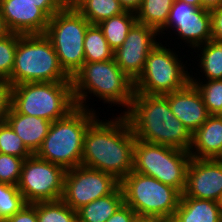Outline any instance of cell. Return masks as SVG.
<instances>
[{"instance_id":"18","label":"cell","mask_w":222,"mask_h":222,"mask_svg":"<svg viewBox=\"0 0 222 222\" xmlns=\"http://www.w3.org/2000/svg\"><path fill=\"white\" fill-rule=\"evenodd\" d=\"M192 158L222 159V115H210L192 134Z\"/></svg>"},{"instance_id":"15","label":"cell","mask_w":222,"mask_h":222,"mask_svg":"<svg viewBox=\"0 0 222 222\" xmlns=\"http://www.w3.org/2000/svg\"><path fill=\"white\" fill-rule=\"evenodd\" d=\"M222 195V159L191 158L181 197L218 202Z\"/></svg>"},{"instance_id":"25","label":"cell","mask_w":222,"mask_h":222,"mask_svg":"<svg viewBox=\"0 0 222 222\" xmlns=\"http://www.w3.org/2000/svg\"><path fill=\"white\" fill-rule=\"evenodd\" d=\"M85 63L103 62L113 59L114 51L110 48L98 25H90L84 37Z\"/></svg>"},{"instance_id":"28","label":"cell","mask_w":222,"mask_h":222,"mask_svg":"<svg viewBox=\"0 0 222 222\" xmlns=\"http://www.w3.org/2000/svg\"><path fill=\"white\" fill-rule=\"evenodd\" d=\"M195 78L190 75V82L199 90L210 115H222V79L203 82Z\"/></svg>"},{"instance_id":"21","label":"cell","mask_w":222,"mask_h":222,"mask_svg":"<svg viewBox=\"0 0 222 222\" xmlns=\"http://www.w3.org/2000/svg\"><path fill=\"white\" fill-rule=\"evenodd\" d=\"M124 204L120 185L109 195L98 198L77 210L78 222H105Z\"/></svg>"},{"instance_id":"34","label":"cell","mask_w":222,"mask_h":222,"mask_svg":"<svg viewBox=\"0 0 222 222\" xmlns=\"http://www.w3.org/2000/svg\"><path fill=\"white\" fill-rule=\"evenodd\" d=\"M5 222H39L37 218V203L26 204Z\"/></svg>"},{"instance_id":"22","label":"cell","mask_w":222,"mask_h":222,"mask_svg":"<svg viewBox=\"0 0 222 222\" xmlns=\"http://www.w3.org/2000/svg\"><path fill=\"white\" fill-rule=\"evenodd\" d=\"M136 22V13L125 11L97 25L102 30L110 48L115 51L124 43L129 30Z\"/></svg>"},{"instance_id":"12","label":"cell","mask_w":222,"mask_h":222,"mask_svg":"<svg viewBox=\"0 0 222 222\" xmlns=\"http://www.w3.org/2000/svg\"><path fill=\"white\" fill-rule=\"evenodd\" d=\"M119 185L120 181L113 175L80 165L66 170L61 199L77 211L82 206L111 194Z\"/></svg>"},{"instance_id":"33","label":"cell","mask_w":222,"mask_h":222,"mask_svg":"<svg viewBox=\"0 0 222 222\" xmlns=\"http://www.w3.org/2000/svg\"><path fill=\"white\" fill-rule=\"evenodd\" d=\"M12 86L7 82L0 80V123L6 121V117L11 108Z\"/></svg>"},{"instance_id":"16","label":"cell","mask_w":222,"mask_h":222,"mask_svg":"<svg viewBox=\"0 0 222 222\" xmlns=\"http://www.w3.org/2000/svg\"><path fill=\"white\" fill-rule=\"evenodd\" d=\"M0 8L12 33L44 34L48 27L50 18L32 2L0 0Z\"/></svg>"},{"instance_id":"41","label":"cell","mask_w":222,"mask_h":222,"mask_svg":"<svg viewBox=\"0 0 222 222\" xmlns=\"http://www.w3.org/2000/svg\"><path fill=\"white\" fill-rule=\"evenodd\" d=\"M134 222H173L172 219L153 218V217H137Z\"/></svg>"},{"instance_id":"24","label":"cell","mask_w":222,"mask_h":222,"mask_svg":"<svg viewBox=\"0 0 222 222\" xmlns=\"http://www.w3.org/2000/svg\"><path fill=\"white\" fill-rule=\"evenodd\" d=\"M173 3L174 0H143L136 12L137 22L159 32L166 25Z\"/></svg>"},{"instance_id":"13","label":"cell","mask_w":222,"mask_h":222,"mask_svg":"<svg viewBox=\"0 0 222 222\" xmlns=\"http://www.w3.org/2000/svg\"><path fill=\"white\" fill-rule=\"evenodd\" d=\"M169 28L178 36L175 39L183 40L195 51L211 40L210 11L174 0L166 25L158 32L159 35L166 34L165 30L169 31Z\"/></svg>"},{"instance_id":"39","label":"cell","mask_w":222,"mask_h":222,"mask_svg":"<svg viewBox=\"0 0 222 222\" xmlns=\"http://www.w3.org/2000/svg\"><path fill=\"white\" fill-rule=\"evenodd\" d=\"M222 7V0H201V8L208 11Z\"/></svg>"},{"instance_id":"7","label":"cell","mask_w":222,"mask_h":222,"mask_svg":"<svg viewBox=\"0 0 222 222\" xmlns=\"http://www.w3.org/2000/svg\"><path fill=\"white\" fill-rule=\"evenodd\" d=\"M120 187L124 204L138 217L172 219L182 195L176 188L135 171L120 181Z\"/></svg>"},{"instance_id":"32","label":"cell","mask_w":222,"mask_h":222,"mask_svg":"<svg viewBox=\"0 0 222 222\" xmlns=\"http://www.w3.org/2000/svg\"><path fill=\"white\" fill-rule=\"evenodd\" d=\"M24 159L0 153V182L17 186Z\"/></svg>"},{"instance_id":"8","label":"cell","mask_w":222,"mask_h":222,"mask_svg":"<svg viewBox=\"0 0 222 222\" xmlns=\"http://www.w3.org/2000/svg\"><path fill=\"white\" fill-rule=\"evenodd\" d=\"M191 158L189 151L136 139L133 171L154 177L183 194Z\"/></svg>"},{"instance_id":"43","label":"cell","mask_w":222,"mask_h":222,"mask_svg":"<svg viewBox=\"0 0 222 222\" xmlns=\"http://www.w3.org/2000/svg\"><path fill=\"white\" fill-rule=\"evenodd\" d=\"M179 1L201 8V0H179Z\"/></svg>"},{"instance_id":"38","label":"cell","mask_w":222,"mask_h":222,"mask_svg":"<svg viewBox=\"0 0 222 222\" xmlns=\"http://www.w3.org/2000/svg\"><path fill=\"white\" fill-rule=\"evenodd\" d=\"M125 11H130L136 13L141 5L143 0H118Z\"/></svg>"},{"instance_id":"27","label":"cell","mask_w":222,"mask_h":222,"mask_svg":"<svg viewBox=\"0 0 222 222\" xmlns=\"http://www.w3.org/2000/svg\"><path fill=\"white\" fill-rule=\"evenodd\" d=\"M37 218L39 222H78L77 211L73 210L62 199L38 202Z\"/></svg>"},{"instance_id":"17","label":"cell","mask_w":222,"mask_h":222,"mask_svg":"<svg viewBox=\"0 0 222 222\" xmlns=\"http://www.w3.org/2000/svg\"><path fill=\"white\" fill-rule=\"evenodd\" d=\"M171 111L193 134L210 116L202 95L194 84L189 82L183 89L165 94Z\"/></svg>"},{"instance_id":"36","label":"cell","mask_w":222,"mask_h":222,"mask_svg":"<svg viewBox=\"0 0 222 222\" xmlns=\"http://www.w3.org/2000/svg\"><path fill=\"white\" fill-rule=\"evenodd\" d=\"M211 39L222 43V7L210 11Z\"/></svg>"},{"instance_id":"37","label":"cell","mask_w":222,"mask_h":222,"mask_svg":"<svg viewBox=\"0 0 222 222\" xmlns=\"http://www.w3.org/2000/svg\"><path fill=\"white\" fill-rule=\"evenodd\" d=\"M138 215L135 211L123 204L112 216H110L105 222H134Z\"/></svg>"},{"instance_id":"4","label":"cell","mask_w":222,"mask_h":222,"mask_svg":"<svg viewBox=\"0 0 222 222\" xmlns=\"http://www.w3.org/2000/svg\"><path fill=\"white\" fill-rule=\"evenodd\" d=\"M97 117L92 107H76L64 118L52 122L35 155L65 170L80 166L85 133Z\"/></svg>"},{"instance_id":"1","label":"cell","mask_w":222,"mask_h":222,"mask_svg":"<svg viewBox=\"0 0 222 222\" xmlns=\"http://www.w3.org/2000/svg\"><path fill=\"white\" fill-rule=\"evenodd\" d=\"M136 138L124 114L89 125L83 143L81 165L113 175L121 181L133 171Z\"/></svg>"},{"instance_id":"42","label":"cell","mask_w":222,"mask_h":222,"mask_svg":"<svg viewBox=\"0 0 222 222\" xmlns=\"http://www.w3.org/2000/svg\"><path fill=\"white\" fill-rule=\"evenodd\" d=\"M83 0H64L66 8H76Z\"/></svg>"},{"instance_id":"35","label":"cell","mask_w":222,"mask_h":222,"mask_svg":"<svg viewBox=\"0 0 222 222\" xmlns=\"http://www.w3.org/2000/svg\"><path fill=\"white\" fill-rule=\"evenodd\" d=\"M34 3L35 6L40 8L49 18L56 12L61 11L64 6V0H22Z\"/></svg>"},{"instance_id":"40","label":"cell","mask_w":222,"mask_h":222,"mask_svg":"<svg viewBox=\"0 0 222 222\" xmlns=\"http://www.w3.org/2000/svg\"><path fill=\"white\" fill-rule=\"evenodd\" d=\"M12 32L8 28L5 18L2 15L1 8H0V38L6 37L10 35Z\"/></svg>"},{"instance_id":"2","label":"cell","mask_w":222,"mask_h":222,"mask_svg":"<svg viewBox=\"0 0 222 222\" xmlns=\"http://www.w3.org/2000/svg\"><path fill=\"white\" fill-rule=\"evenodd\" d=\"M137 140L189 151L192 134L174 116L165 95L134 93L124 113Z\"/></svg>"},{"instance_id":"11","label":"cell","mask_w":222,"mask_h":222,"mask_svg":"<svg viewBox=\"0 0 222 222\" xmlns=\"http://www.w3.org/2000/svg\"><path fill=\"white\" fill-rule=\"evenodd\" d=\"M66 170L32 154L23 161L18 189L27 204L60 200Z\"/></svg>"},{"instance_id":"20","label":"cell","mask_w":222,"mask_h":222,"mask_svg":"<svg viewBox=\"0 0 222 222\" xmlns=\"http://www.w3.org/2000/svg\"><path fill=\"white\" fill-rule=\"evenodd\" d=\"M173 222H222L218 202L206 199L181 197Z\"/></svg>"},{"instance_id":"14","label":"cell","mask_w":222,"mask_h":222,"mask_svg":"<svg viewBox=\"0 0 222 222\" xmlns=\"http://www.w3.org/2000/svg\"><path fill=\"white\" fill-rule=\"evenodd\" d=\"M156 36L160 37L155 29L136 22L124 43L114 51V61L133 81L143 72L148 54L157 45Z\"/></svg>"},{"instance_id":"30","label":"cell","mask_w":222,"mask_h":222,"mask_svg":"<svg viewBox=\"0 0 222 222\" xmlns=\"http://www.w3.org/2000/svg\"><path fill=\"white\" fill-rule=\"evenodd\" d=\"M0 153L13 155L24 160L32 155L6 121L0 123Z\"/></svg>"},{"instance_id":"10","label":"cell","mask_w":222,"mask_h":222,"mask_svg":"<svg viewBox=\"0 0 222 222\" xmlns=\"http://www.w3.org/2000/svg\"><path fill=\"white\" fill-rule=\"evenodd\" d=\"M161 43L159 40L148 54L143 72L134 81V93L165 95L190 82V72L181 63L182 57Z\"/></svg>"},{"instance_id":"9","label":"cell","mask_w":222,"mask_h":222,"mask_svg":"<svg viewBox=\"0 0 222 222\" xmlns=\"http://www.w3.org/2000/svg\"><path fill=\"white\" fill-rule=\"evenodd\" d=\"M90 25L75 8L64 7L49 19L44 34L54 47L61 67L71 78L85 63L83 42Z\"/></svg>"},{"instance_id":"31","label":"cell","mask_w":222,"mask_h":222,"mask_svg":"<svg viewBox=\"0 0 222 222\" xmlns=\"http://www.w3.org/2000/svg\"><path fill=\"white\" fill-rule=\"evenodd\" d=\"M19 38L17 33L0 38V80L7 81L11 76Z\"/></svg>"},{"instance_id":"6","label":"cell","mask_w":222,"mask_h":222,"mask_svg":"<svg viewBox=\"0 0 222 222\" xmlns=\"http://www.w3.org/2000/svg\"><path fill=\"white\" fill-rule=\"evenodd\" d=\"M11 107L17 113L44 118L50 122L62 119L77 107L72 81L14 85Z\"/></svg>"},{"instance_id":"44","label":"cell","mask_w":222,"mask_h":222,"mask_svg":"<svg viewBox=\"0 0 222 222\" xmlns=\"http://www.w3.org/2000/svg\"><path fill=\"white\" fill-rule=\"evenodd\" d=\"M218 206L220 208L221 211V215H222V195L220 196L219 200H218Z\"/></svg>"},{"instance_id":"5","label":"cell","mask_w":222,"mask_h":222,"mask_svg":"<svg viewBox=\"0 0 222 222\" xmlns=\"http://www.w3.org/2000/svg\"><path fill=\"white\" fill-rule=\"evenodd\" d=\"M63 81H71V77L61 67L56 51L45 34H20L14 66L7 82L14 86Z\"/></svg>"},{"instance_id":"23","label":"cell","mask_w":222,"mask_h":222,"mask_svg":"<svg viewBox=\"0 0 222 222\" xmlns=\"http://www.w3.org/2000/svg\"><path fill=\"white\" fill-rule=\"evenodd\" d=\"M195 49L201 52L197 56L199 57L197 62L200 60L198 68H201V73H205L202 80L222 79V43L211 39Z\"/></svg>"},{"instance_id":"19","label":"cell","mask_w":222,"mask_h":222,"mask_svg":"<svg viewBox=\"0 0 222 222\" xmlns=\"http://www.w3.org/2000/svg\"><path fill=\"white\" fill-rule=\"evenodd\" d=\"M6 122L32 154L40 148L52 124L44 118L17 113L12 107L6 117Z\"/></svg>"},{"instance_id":"29","label":"cell","mask_w":222,"mask_h":222,"mask_svg":"<svg viewBox=\"0 0 222 222\" xmlns=\"http://www.w3.org/2000/svg\"><path fill=\"white\" fill-rule=\"evenodd\" d=\"M26 204L18 186L0 182V222H5Z\"/></svg>"},{"instance_id":"3","label":"cell","mask_w":222,"mask_h":222,"mask_svg":"<svg viewBox=\"0 0 222 222\" xmlns=\"http://www.w3.org/2000/svg\"><path fill=\"white\" fill-rule=\"evenodd\" d=\"M73 96L77 107L89 109L86 105L88 94L102 102L126 108L131 105L134 95V81L116 64L114 59L103 62L84 63L71 78ZM116 104V105H115Z\"/></svg>"},{"instance_id":"26","label":"cell","mask_w":222,"mask_h":222,"mask_svg":"<svg viewBox=\"0 0 222 222\" xmlns=\"http://www.w3.org/2000/svg\"><path fill=\"white\" fill-rule=\"evenodd\" d=\"M75 9L92 25L125 12L118 0H83Z\"/></svg>"}]
</instances>
